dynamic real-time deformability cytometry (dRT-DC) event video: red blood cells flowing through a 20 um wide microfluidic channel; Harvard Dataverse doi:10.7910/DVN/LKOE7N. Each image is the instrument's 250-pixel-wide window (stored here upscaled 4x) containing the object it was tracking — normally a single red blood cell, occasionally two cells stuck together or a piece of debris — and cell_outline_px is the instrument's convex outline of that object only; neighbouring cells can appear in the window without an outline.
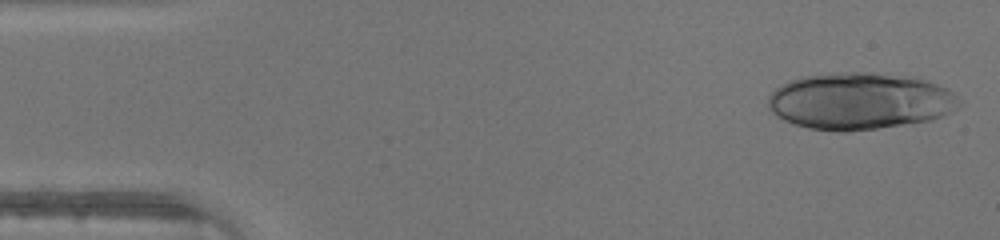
{"species": "human", "species_latin": "Homo sapiens", "temperature_condition": "warm", "stored_images_in_passage": 44, "camera_frame_rate_fps": 3000, "um_per_image_px": 0.085, "donor": {"sex": "male"}, "frame": {"image": 1, "passage_image": 1, "time_ms": 0.0, "image_size_px": [1000, 240], "cell_outline_px": [[964, 104], [932, 120], [848, 132], [836, 132], [808, 128], [784, 120], [776, 116], [768, 108], [768, 96], [780, 84], [788, 80], [800, 76], [848, 72], [872, 72], [920, 76], [948, 88]], "centroid_in_image_um": [73.1, 8.57], "position_along_channel_um": 11.9, "area_um2": 64.1}}
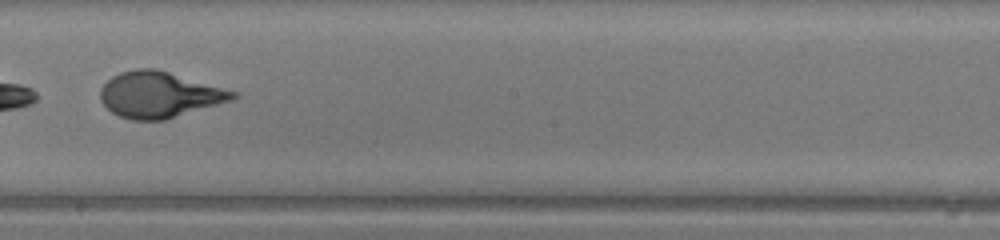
{"frame": {"image": 2, "passage_image": 25, "time_ms": 8.0, "image_size_px": [1000, 240], "cell_outline_px": [[240, 96], [232, 100], [164, 120], [132, 120], [120, 116], [112, 112], [100, 100], [100, 88], [112, 76], [120, 72], [136, 68], [156, 68], [240, 92]], "centroid_in_image_um": [13.57, 8.03], "position_along_channel_um": 234.6, "area_um2": 35.6}}
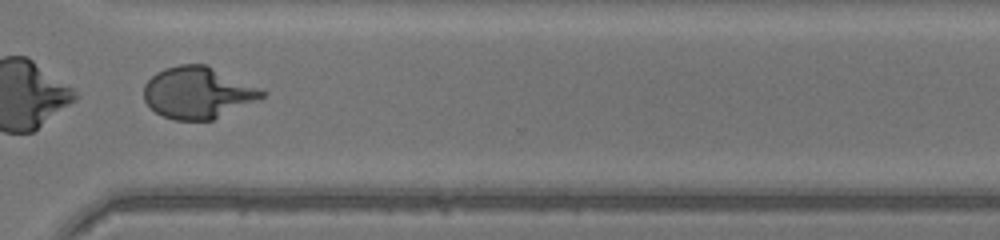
{"frame": {"image": 3, "passage_image": 33, "time_ms": 10.667, "image_size_px": [1000, 240], "cell_outline_px": [[268, 96], [212, 120], [176, 120], [164, 116], [156, 112], [144, 100], [144, 84], [156, 72], [164, 68], [180, 64], [204, 64], [268, 92]], "centroid_in_image_um": [16.82, 7.88], "position_along_channel_um": 353.8, "area_um2": 35.32}}